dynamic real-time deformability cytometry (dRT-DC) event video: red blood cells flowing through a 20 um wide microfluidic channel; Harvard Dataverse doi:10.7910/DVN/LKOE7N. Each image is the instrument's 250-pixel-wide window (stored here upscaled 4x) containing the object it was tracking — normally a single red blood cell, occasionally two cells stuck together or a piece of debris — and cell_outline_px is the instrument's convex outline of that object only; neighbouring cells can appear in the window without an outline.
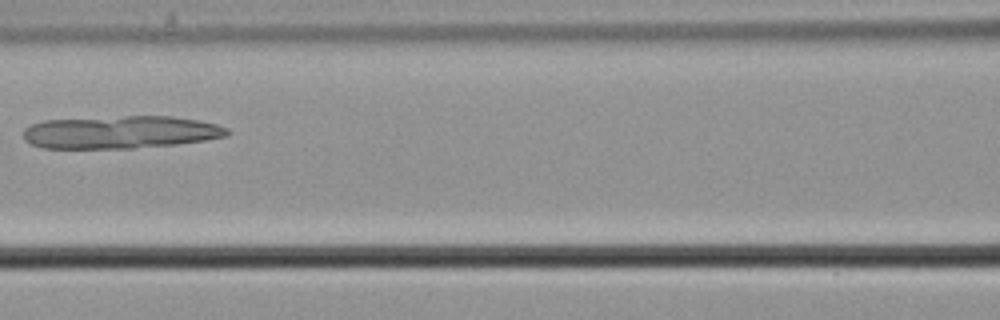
{"species": "common noctule bat (a hibernating species)", "species_latin": "Nyctalus noctula", "temperature_condition": "cold", "stored_images_in_passage": 6, "camera_frame_rate_fps": 3000, "um_per_image_px": 0.085, "animal": {"sex": "male", "body_mass_g": 21.5, "forearm_length_mm": 52.0}, "frame": {"image": 1, "passage_image": 6, "time_ms": 1.667, "image_size_px": [1000, 320], "cell_outline_px": [[232, 132], [228, 136], [204, 140], [176, 144], [132, 148], [44, 148], [32, 144], [24, 140], [24, 128], [32, 124], [44, 120], [124, 116], [172, 116], [200, 120], [216, 124], [228, 128]], "centroid_in_image_um": [10.28, 11.23], "position_along_channel_um": 156.3, "area_um2": 38.96}}